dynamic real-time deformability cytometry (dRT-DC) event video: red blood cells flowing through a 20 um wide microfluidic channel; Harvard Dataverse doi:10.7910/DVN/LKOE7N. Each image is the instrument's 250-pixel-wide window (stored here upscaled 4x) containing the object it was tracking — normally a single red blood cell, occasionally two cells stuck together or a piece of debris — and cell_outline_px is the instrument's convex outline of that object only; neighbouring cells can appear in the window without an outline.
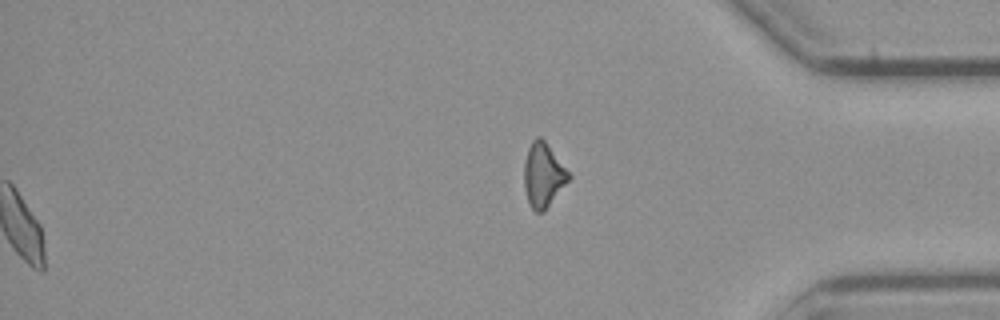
{"species": "common noctule bat (a hibernating species)", "species_latin": "Nyctalus noctula", "temperature_condition": "cold", "stored_images_in_passage": 48, "segment_of_instrument_passage": [2, 2], "camera_frame_rate_fps": 3000, "um_per_image_px": 0.085, "animal": {"sex": "male", "body_mass_g": 23.1, "forearm_length_mm": 52.7}, "frame": {"image": 1, "passage_image": 48, "time_ms": 15.667, "image_size_px": [1000, 320], "cell_outline_px": [[572, 176], [544, 212], [536, 212], [532, 208], [528, 200], [524, 188], [524, 164], [528, 148], [532, 140], [536, 136], [540, 136], [544, 140]], "centroid_in_image_um": [46.17, 14.88], "position_along_channel_um": 389.0, "area_um2": 16.53}}